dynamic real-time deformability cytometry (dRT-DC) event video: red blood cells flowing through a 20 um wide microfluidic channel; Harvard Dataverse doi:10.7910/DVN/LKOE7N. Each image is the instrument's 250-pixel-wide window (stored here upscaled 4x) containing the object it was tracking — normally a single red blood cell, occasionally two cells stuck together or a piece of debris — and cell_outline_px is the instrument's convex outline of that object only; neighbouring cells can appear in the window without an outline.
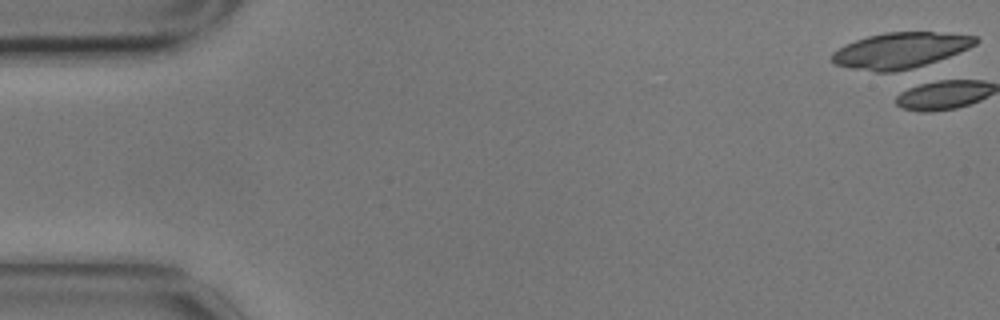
{"species": "common noctule bat (a hibernating species)", "species_latin": "Nyctalus noctula", "temperature_condition": "cold", "stored_images_in_passage": 17, "camera_frame_rate_fps": 3000, "um_per_image_px": 0.085, "animal": {"sex": "male", "body_mass_g": 17.9}, "frame": {"image": 1, "passage_image": 1, "time_ms": 0.0, "image_size_px": [1000, 320], "cell_outline_px": [[980, 40], [976, 44], [960, 52], [912, 68], [896, 72], [876, 72], [852, 68], [836, 64], [832, 60], [832, 52], [856, 40], [868, 36], [884, 32], [948, 32], [976, 36]], "centroid_in_image_um": [76.57, 4.27], "position_along_channel_um": 8.4, "area_um2": 29.65}}